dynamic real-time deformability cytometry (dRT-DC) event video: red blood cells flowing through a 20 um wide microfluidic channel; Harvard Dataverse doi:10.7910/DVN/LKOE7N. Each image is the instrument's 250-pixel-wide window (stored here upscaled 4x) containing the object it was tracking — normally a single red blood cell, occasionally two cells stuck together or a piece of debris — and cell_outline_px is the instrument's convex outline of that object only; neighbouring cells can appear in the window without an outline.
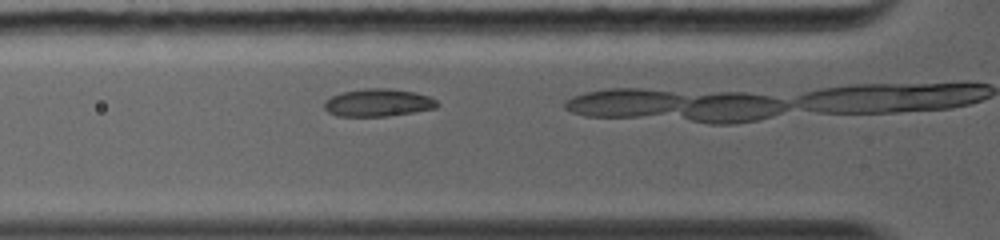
{"species": "common noctule bat (a hibernating species)", "species_latin": "Nyctalus noctula", "temperature_condition": "warm", "stored_images_in_passage": 20, "camera_frame_rate_fps": 5000, "um_per_image_px": 0.085, "animal": {"sex": "female", "body_mass_g": 19.0, "forearm_length_mm": 56.7}, "frame": {"image": 1, "passage_image": 4, "time_ms": 1.0, "image_size_px": [1000, 240], "cell_outline_px": [[440, 104], [436, 108], [388, 116], [336, 116], [328, 112], [324, 108], [324, 100], [332, 96], [344, 92], [364, 88], [388, 88], [412, 92], [428, 96], [436, 100]], "centroid_in_image_um": [32.11, 8.73], "position_along_channel_um": 93.7, "area_um2": 18.09}}
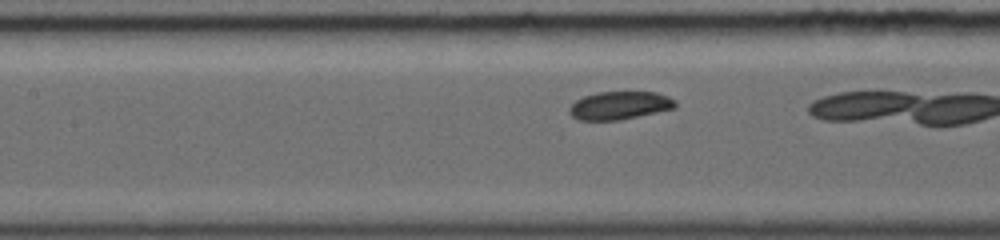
{"frame": {"image": 2, "passage_image": 9, "time_ms": 2.4, "image_size_px": [1000, 240], "cell_outline_px": [[676, 108], [620, 120], [576, 120], [568, 112], [568, 108], [576, 100], [584, 96], [596, 92], [656, 92], [668, 96], [676, 100]], "centroid_in_image_um": [52.66, 8.96], "position_along_channel_um": 154.7, "area_um2": 17.46}}
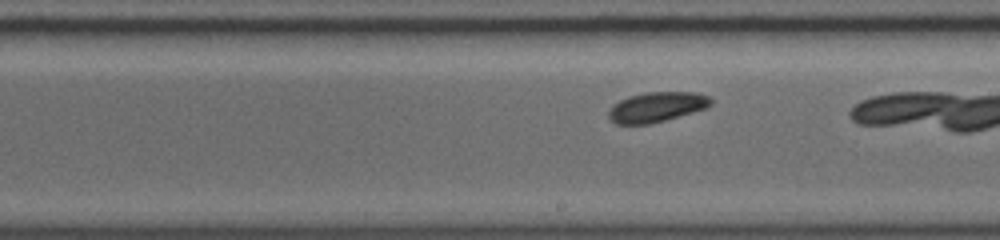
{"frame": {"image": 3, "passage_image": 15, "time_ms": 4.2, "image_size_px": [1000, 240], "cell_outline_px": [[712, 104], [704, 108], [692, 112], [664, 120], [648, 124], [616, 124], [608, 116], [608, 112], [612, 104], [628, 96], [648, 92], [696, 92], [708, 96], [712, 100]], "centroid_in_image_um": [55.79, 9.08], "position_along_channel_um": 233.2, "area_um2": 17.69}}